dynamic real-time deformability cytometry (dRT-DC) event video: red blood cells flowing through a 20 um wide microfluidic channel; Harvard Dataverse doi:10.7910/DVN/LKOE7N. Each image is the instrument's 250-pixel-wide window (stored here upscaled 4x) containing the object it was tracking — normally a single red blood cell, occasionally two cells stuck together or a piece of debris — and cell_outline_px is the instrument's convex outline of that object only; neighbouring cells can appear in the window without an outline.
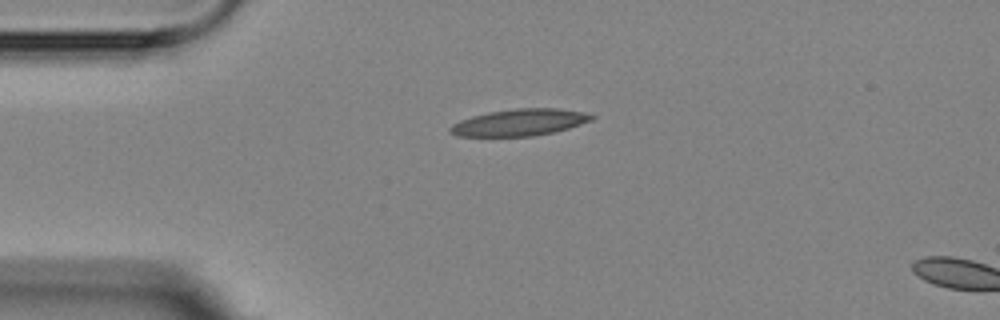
{"species": "Egyptian fruit bat (a non-hibernating species)", "species_latin": "Rousettus aegyptiacus", "temperature_condition": "room temperature", "stored_images_in_passage": 6, "camera_frame_rate_fps": 3000, "um_per_image_px": 0.085, "animal": {"sex": "female"}, "frame": {"image": 1, "passage_image": 1, "time_ms": 0.0, "image_size_px": [1000, 320], "cell_outline_px": [[596, 116], [592, 120], [568, 128], [552, 132], [532, 136], [456, 136], [448, 132], [448, 128], [452, 124], [460, 120], [472, 116], [488, 112], [516, 108], [556, 108], [584, 112]], "centroid_in_image_um": [44.12, 10.4], "position_along_channel_um": 40.9, "area_um2": 22.02}}
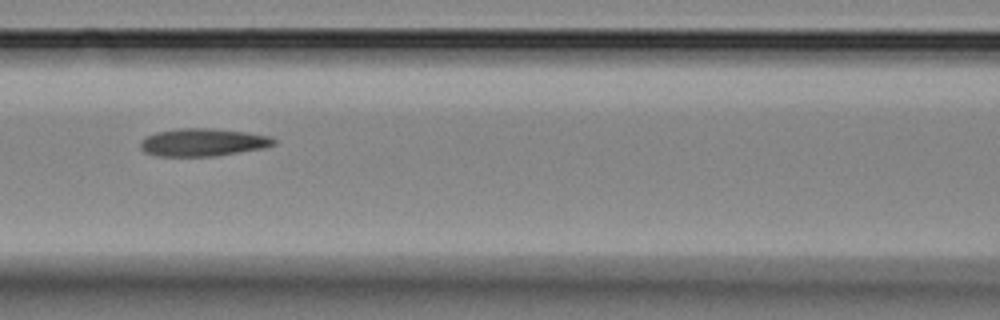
{"frame": {"image": 2, "passage_image": 4, "time_ms": 3.667, "image_size_px": [1000, 320], "cell_outline_px": [[276, 144], [264, 148], [212, 156], [160, 156], [144, 152], [140, 148], [140, 140], [156, 132], [180, 128], [212, 128], [248, 132], [272, 136], [276, 140]], "centroid_in_image_um": [17.27, 12.09], "position_along_channel_um": 149.3, "area_um2": 21.62}}
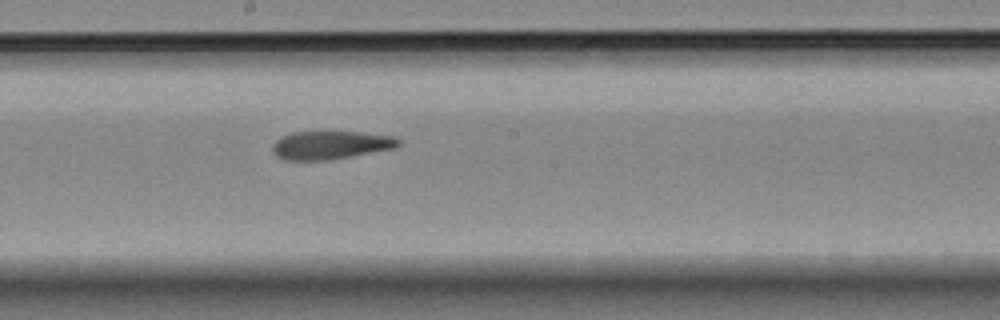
{"frame": {"image": 3, "passage_image": 6, "time_ms": 5.667, "image_size_px": [1000, 320], "cell_outline_px": [[400, 144], [396, 148], [328, 160], [284, 160], [276, 156], [272, 152], [272, 144], [280, 136], [292, 132], [360, 132], [392, 136], [400, 140]], "centroid_in_image_um": [28.06, 12.33], "position_along_channel_um": 220.1, "area_um2": 20.81}}